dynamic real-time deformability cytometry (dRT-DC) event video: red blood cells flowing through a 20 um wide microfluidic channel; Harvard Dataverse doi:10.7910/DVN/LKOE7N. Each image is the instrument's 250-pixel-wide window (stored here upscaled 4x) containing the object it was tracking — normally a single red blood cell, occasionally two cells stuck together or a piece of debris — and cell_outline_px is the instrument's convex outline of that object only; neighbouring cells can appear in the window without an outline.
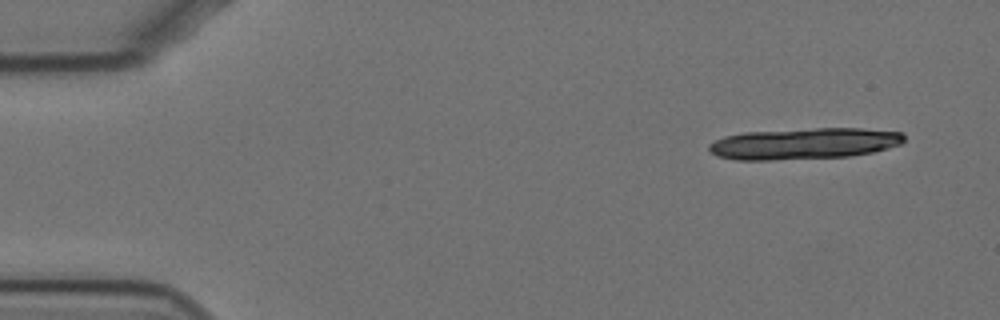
{"species": "Egyptian fruit bat (a non-hibernating species)", "species_latin": "Rousettus aegyptiacus", "temperature_condition": "cold", "stored_images_in_passage": 24, "camera_frame_rate_fps": 3000, "um_per_image_px": 0.085, "animal": {"sex": "female"}, "frame": {"image": 1, "passage_image": 1, "time_ms": 0.0, "image_size_px": [1000, 320], "cell_outline_px": [[904, 140], [900, 144], [888, 148], [872, 152], [848, 156], [772, 160], [736, 160], [716, 156], [708, 148], [708, 144], [724, 136], [744, 132], [816, 128], [860, 128], [904, 132]], "centroid_in_image_um": [68.33, 12.2], "position_along_channel_um": 16.7, "area_um2": 35.6}}
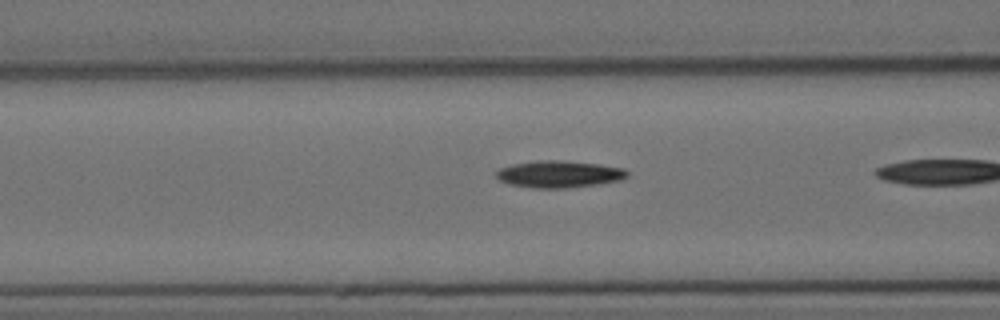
{"frame": {"image": 2, "passage_image": 17, "time_ms": 5.333, "image_size_px": [1000, 320], "cell_outline_px": [[628, 176], [620, 180], [600, 184], [568, 188], [532, 188], [508, 184], [500, 180], [496, 176], [496, 172], [500, 168], [512, 164], [540, 160], [556, 160], [600, 164], [624, 168], [628, 172]], "centroid_in_image_um": [47.53, 14.81], "position_along_channel_um": 119.1, "area_um2": 20.63}}
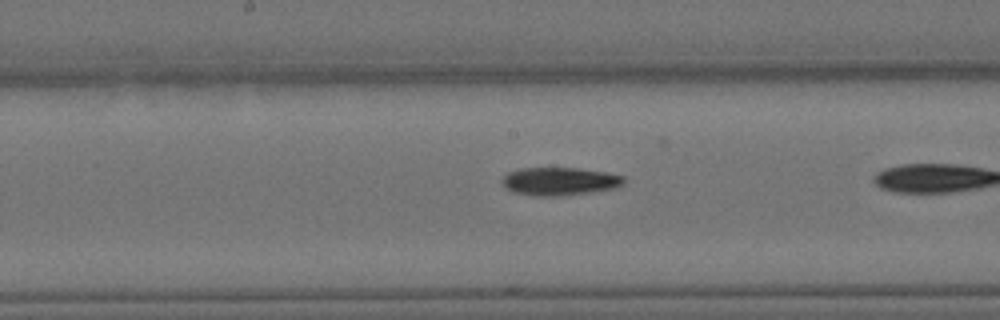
{"frame": {"image": 3, "passage_image": 24, "time_ms": 7.667, "image_size_px": [1000, 320], "cell_outline_px": [[624, 184], [616, 188], [592, 192], [564, 196], [536, 196], [512, 192], [504, 188], [500, 180], [508, 172], [520, 168], [580, 168], [608, 172], [624, 176]], "centroid_in_image_um": [47.56, 15.41], "position_along_channel_um": 200.6, "area_um2": 20.29}}